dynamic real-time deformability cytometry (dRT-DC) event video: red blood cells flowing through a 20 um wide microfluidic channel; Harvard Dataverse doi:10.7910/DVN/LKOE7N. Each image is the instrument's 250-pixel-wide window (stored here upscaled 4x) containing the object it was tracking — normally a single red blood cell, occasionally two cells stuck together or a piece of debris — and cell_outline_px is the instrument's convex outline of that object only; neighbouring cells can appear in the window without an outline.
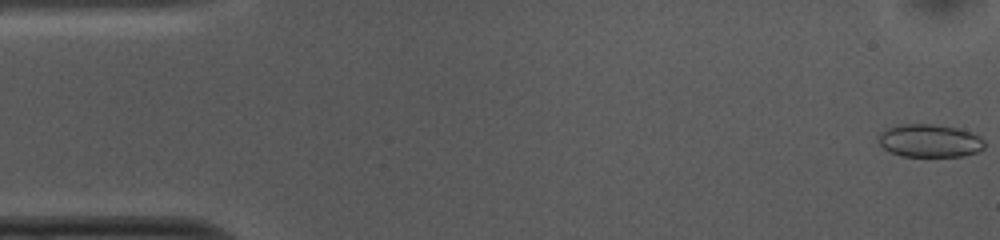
{"species": "common noctule bat (a hibernating species)", "species_latin": "Nyctalus noctula", "temperature_condition": "cold", "stored_images_in_passage": 53, "camera_frame_rate_fps": 3000, "um_per_image_px": 0.085, "animal": {"sex": "female", "body_mass_g": 10.0, "forearm_length_mm": 53.1}, "frame": {"image": 1, "passage_image": 1, "time_ms": 0.0, "image_size_px": [1000, 240], "cell_outline_px": [[984, 148], [976, 152], [964, 156], [900, 156], [888, 152], [880, 144], [880, 132], [888, 128], [900, 124], [932, 124], [956, 128], [972, 132], [980, 136], [984, 140]], "centroid_in_image_um": [79.03, 11.97], "position_along_channel_um": 6.0, "area_um2": 20.35}}
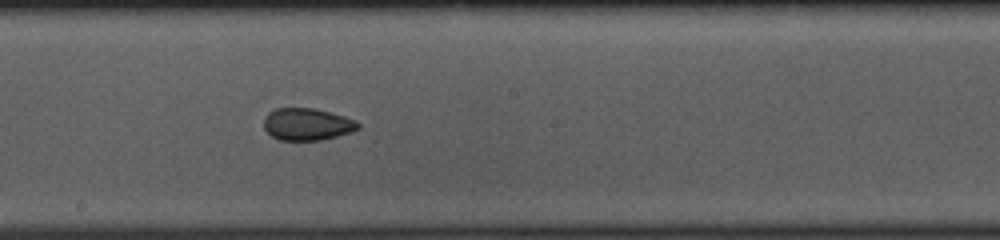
{"frame": {"image": 2, "passage_image": 28, "time_ms": 9.0, "image_size_px": [1000, 240], "cell_outline_px": [[360, 128], [352, 132], [320, 140], [280, 140], [272, 136], [264, 128], [264, 116], [268, 112], [276, 108], [316, 108], [344, 116], [356, 120], [360, 124]], "centroid_in_image_um": [26.11, 10.55], "position_along_channel_um": 222.1, "area_um2": 17.74}}
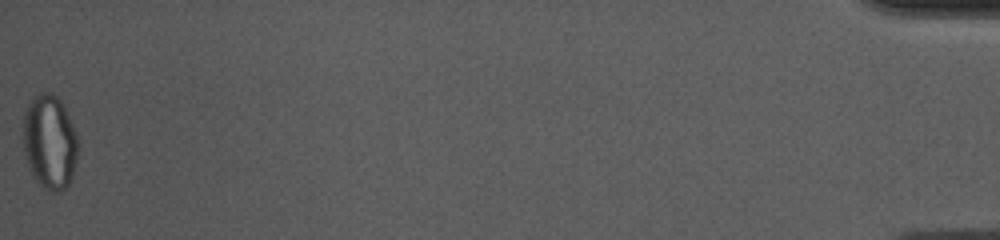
{"frame": {"image": 3, "passage_image": 53, "time_ms": 17.333, "image_size_px": [1000, 240], "cell_outline_px": [[80, 144], [76, 160], [68, 184], [60, 192], [48, 192], [32, 176], [28, 168], [24, 152], [24, 108], [40, 92], [52, 92], [64, 104], [76, 132]], "centroid_in_image_um": [4.23, 12.06], "position_along_channel_um": 431.0, "area_um2": 30.46}, "authors_computed_cell_mechanics": {"area_um2": 19.7676, "velocity_mm_per_s": 3.7403, "shape_relaxation_time_tau1_ms": 6.2356, "shape_relaxation_time_tau2_ms": 3.1607, "deformation_change_tau1": 0.0977, "deformation_change_tau2": 0.0683}}